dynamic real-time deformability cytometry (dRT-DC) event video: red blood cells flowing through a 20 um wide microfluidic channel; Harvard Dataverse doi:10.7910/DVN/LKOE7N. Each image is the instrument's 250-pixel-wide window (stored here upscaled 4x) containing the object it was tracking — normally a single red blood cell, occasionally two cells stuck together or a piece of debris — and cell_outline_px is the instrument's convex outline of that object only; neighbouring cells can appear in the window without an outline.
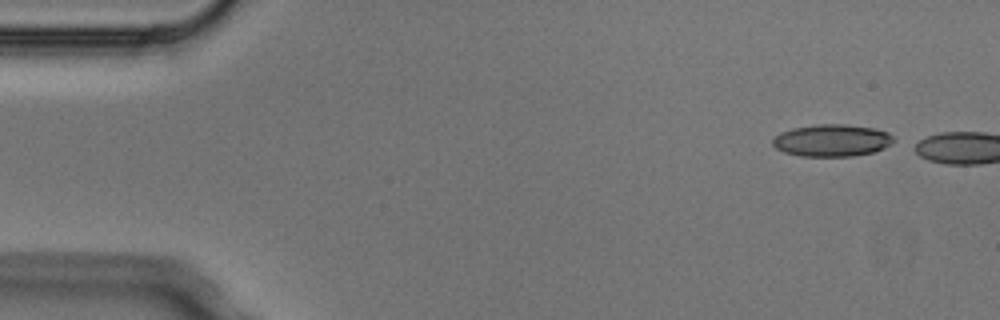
{"species": "Egyptian fruit bat (a non-hibernating species)", "species_latin": "Rousettus aegyptiacus", "temperature_condition": "cold", "stored_images_in_passage": 2, "camera_frame_rate_fps": 3000, "um_per_image_px": 0.085, "animal": {"sex": "male"}, "frame": {"image": 1, "passage_image": 1, "time_ms": 0.0, "image_size_px": [1000, 320], "cell_outline_px": [[896, 140], [892, 144], [884, 148], [872, 152], [852, 156], [800, 156], [784, 152], [776, 148], [772, 144], [772, 140], [780, 132], [792, 128], [816, 124], [844, 124], [876, 128], [888, 132]], "centroid_in_image_um": [70.73, 11.93], "position_along_channel_um": 14.3, "area_um2": 22.77}}